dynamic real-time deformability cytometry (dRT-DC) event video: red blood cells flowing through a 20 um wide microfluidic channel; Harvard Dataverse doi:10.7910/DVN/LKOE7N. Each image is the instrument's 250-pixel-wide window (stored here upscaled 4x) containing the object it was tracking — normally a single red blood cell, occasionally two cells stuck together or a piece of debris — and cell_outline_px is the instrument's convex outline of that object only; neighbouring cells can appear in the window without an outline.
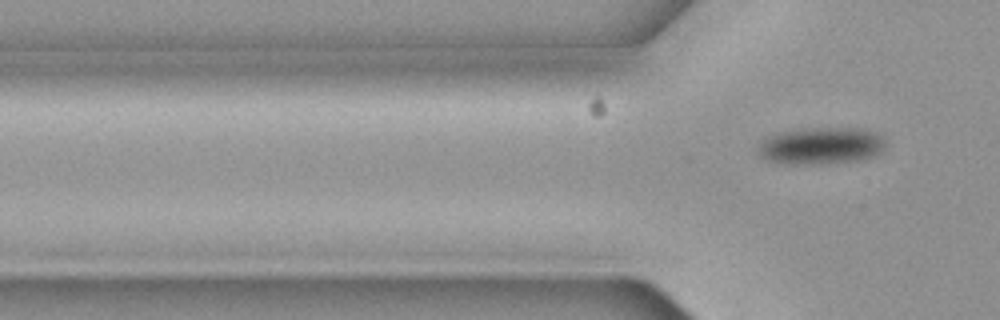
{"species": "common noctule bat (a hibernating species)", "species_latin": "Nyctalus noctula", "temperature_condition": "cold", "stored_images_in_passage": 5, "camera_frame_rate_fps": 3000, "um_per_image_px": 0.085, "animal": {"sex": "female", "body_mass_g": 19.3, "forearm_length_mm": 54.1}, "frame": {"image": 1, "passage_image": 5, "time_ms": 1.333, "image_size_px": [1000, 320], "cell_outline_px": [[884, 148], [880, 152], [872, 156], [860, 160], [820, 164], [784, 164], [768, 160], [760, 156], [760, 144], [764, 140], [780, 132], [804, 128], [860, 128], [876, 132], [884, 140]], "centroid_in_image_um": [69.82, 12.39], "position_along_channel_um": 56.0, "area_um2": 27.22}}